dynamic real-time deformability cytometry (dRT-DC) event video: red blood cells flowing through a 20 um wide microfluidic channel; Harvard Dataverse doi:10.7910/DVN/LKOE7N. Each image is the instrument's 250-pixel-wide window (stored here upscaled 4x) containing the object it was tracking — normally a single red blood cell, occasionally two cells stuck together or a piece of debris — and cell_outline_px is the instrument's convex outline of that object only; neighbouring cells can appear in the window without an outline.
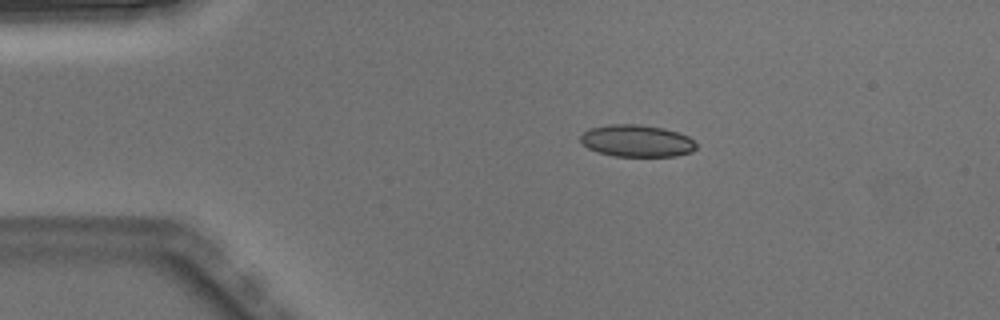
{"species": "Egyptian fruit bat (a non-hibernating species)", "species_latin": "Rousettus aegyptiacus", "temperature_condition": "warm", "stored_images_in_passage": 5, "camera_frame_rate_fps": 3000, "um_per_image_px": 0.085, "animal": {"sex": "male"}, "frame": {"image": 1, "passage_image": 3, "time_ms": 0.667, "image_size_px": [1000, 320], "cell_outline_px": [[696, 148], [692, 152], [676, 156], [612, 156], [596, 152], [588, 148], [580, 140], [580, 136], [588, 128], [608, 124], [640, 124], [664, 128], [688, 136], [696, 144]], "centroid_in_image_um": [54.1, 11.97], "position_along_channel_um": 30.9, "area_um2": 21.73}}
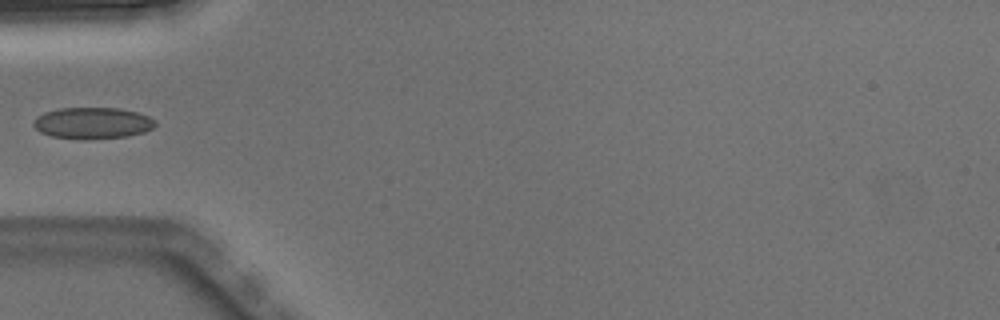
{"frame": {"image": 2, "passage_image": 5, "time_ms": 1.333, "image_size_px": [1000, 320], "cell_outline_px": [[156, 124], [152, 128], [144, 132], [128, 136], [84, 140], [52, 136], [40, 132], [32, 124], [36, 116], [44, 112], [60, 108], [120, 108], [136, 112], [148, 116], [156, 120]], "centroid_in_image_um": [7.86, 10.46], "position_along_channel_um": 77.1, "area_um2": 22.43}}